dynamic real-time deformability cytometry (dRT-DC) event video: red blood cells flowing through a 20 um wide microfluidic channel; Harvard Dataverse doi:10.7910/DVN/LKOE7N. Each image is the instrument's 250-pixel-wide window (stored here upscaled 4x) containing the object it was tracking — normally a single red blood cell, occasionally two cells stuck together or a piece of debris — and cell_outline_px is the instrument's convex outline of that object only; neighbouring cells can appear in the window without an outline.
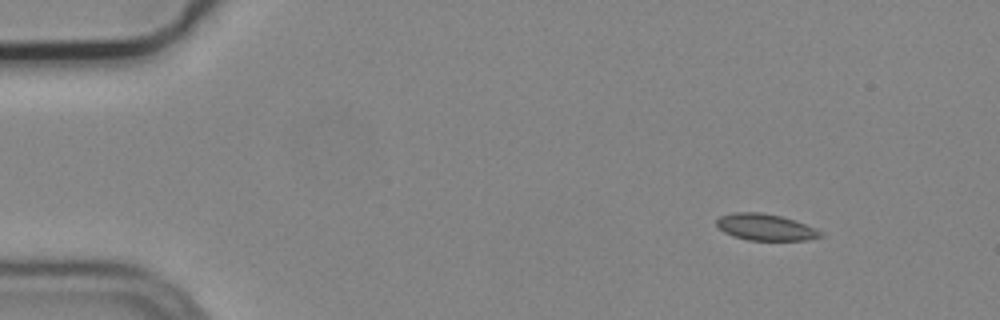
{"species": "common noctule bat (a hibernating species)", "species_latin": "Nyctalus noctula", "temperature_condition": "cold", "stored_images_in_passage": 4, "camera_frame_rate_fps": 3000, "um_per_image_px": 0.085, "animal": {"sex": "male", "body_mass_g": 19.2, "forearm_length_mm": 51.8}, "frame": {"image": 1, "passage_image": 1, "time_ms": 0.0, "image_size_px": [1000, 320], "cell_outline_px": [[824, 236], [808, 240], [748, 240], [732, 236], [724, 232], [716, 224], [716, 220], [720, 216], [732, 212], [760, 212], [780, 216], [804, 224], [824, 232]], "centroid_in_image_um": [65.05, 19.31], "position_along_channel_um": 19.9, "area_um2": 16.01}}
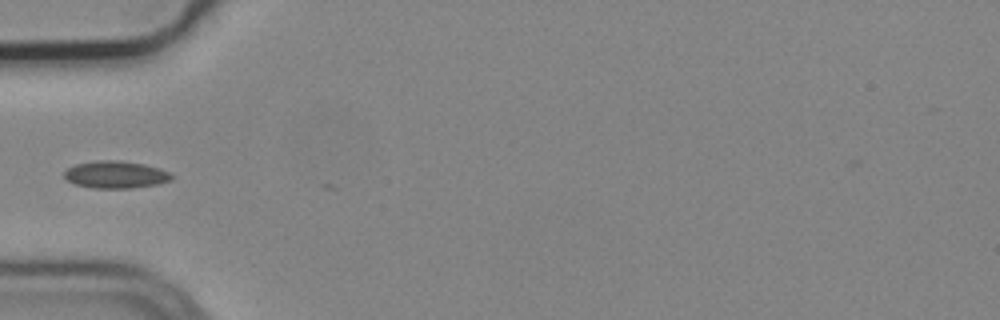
{"frame": {"image": 2, "passage_image": 4, "time_ms": 1.0, "image_size_px": [1000, 320], "cell_outline_px": [[172, 180], [156, 184], [132, 188], [92, 188], [76, 184], [68, 180], [64, 176], [64, 172], [68, 168], [76, 164], [100, 160], [120, 160], [144, 164], [160, 168], [168, 172], [172, 176]], "centroid_in_image_um": [9.84, 14.84], "position_along_channel_um": 75.2, "area_um2": 16.94}}